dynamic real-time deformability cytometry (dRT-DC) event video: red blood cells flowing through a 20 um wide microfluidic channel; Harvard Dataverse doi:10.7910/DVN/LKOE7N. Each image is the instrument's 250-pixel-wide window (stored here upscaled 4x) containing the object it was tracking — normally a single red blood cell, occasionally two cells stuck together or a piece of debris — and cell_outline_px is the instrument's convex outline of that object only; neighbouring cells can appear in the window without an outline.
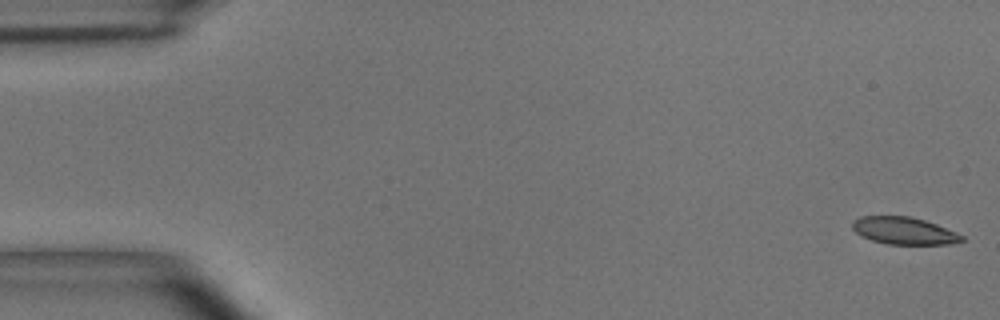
{"species": "common noctule bat (a hibernating species)", "species_latin": "Nyctalus noctula", "temperature_condition": "room temperature", "stored_images_in_passage": 7, "camera_frame_rate_fps": 3000, "um_per_image_px": 0.085, "animal": {"sex": "male", "body_mass_g": 15.6}, "frame": {"image": 1, "passage_image": 1, "time_ms": 0.0, "image_size_px": [1000, 320], "cell_outline_px": [[964, 240], [948, 244], [888, 244], [872, 240], [856, 232], [852, 228], [852, 220], [860, 216], [912, 216], [936, 224], [956, 232], [964, 236]], "centroid_in_image_um": [76.83, 19.6], "position_along_channel_um": 8.2, "area_um2": 17.28}}